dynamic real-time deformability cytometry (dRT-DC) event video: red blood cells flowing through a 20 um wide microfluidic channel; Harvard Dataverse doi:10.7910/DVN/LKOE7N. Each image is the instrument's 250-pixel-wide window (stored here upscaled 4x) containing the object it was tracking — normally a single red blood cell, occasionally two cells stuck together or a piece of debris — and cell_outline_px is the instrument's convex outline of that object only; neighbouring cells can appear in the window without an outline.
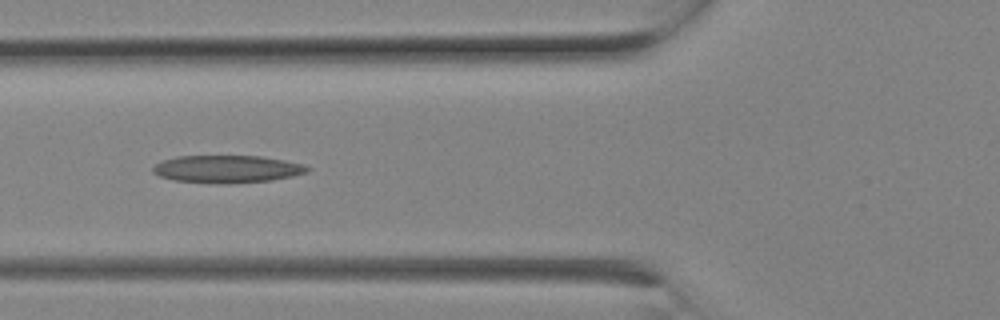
{"species": "Egyptian fruit bat (a non-hibernating species)", "species_latin": "Rousettus aegyptiacus", "temperature_condition": "room temperature", "stored_images_in_passage": 9, "camera_frame_rate_fps": 3000, "um_per_image_px": 0.085, "animal": {"sex": "female"}, "frame": {"image": 1, "passage_image": 8, "time_ms": 2.333, "image_size_px": [1000, 320], "cell_outline_px": [[312, 168], [308, 172], [292, 176], [272, 180], [224, 184], [216, 184], [172, 180], [160, 176], [152, 172], [152, 168], [156, 164], [164, 160], [176, 156], [260, 156], [284, 160], [304, 164]], "centroid_in_image_um": [19.31, 14.37], "position_along_channel_um": 106.5, "area_um2": 24.91}}
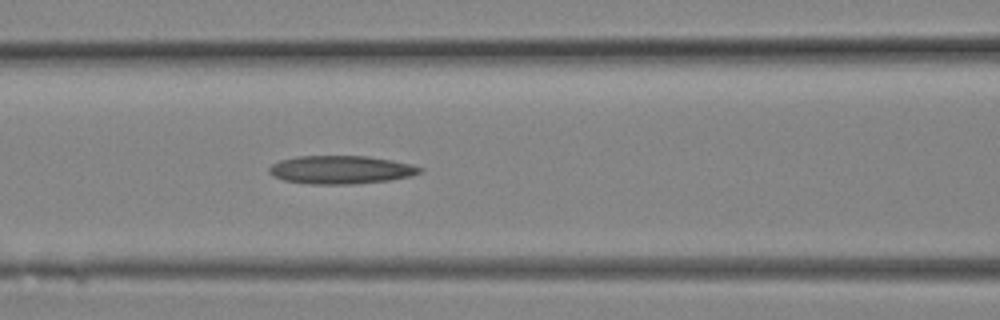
{"frame": {"image": 2, "passage_image": 9, "time_ms": 2.667, "image_size_px": [1000, 320], "cell_outline_px": [[424, 168], [420, 172], [412, 176], [388, 180], [356, 184], [308, 184], [284, 180], [272, 176], [268, 172], [268, 168], [272, 164], [280, 160], [296, 156], [368, 156], [392, 160], [412, 164]], "centroid_in_image_um": [28.96, 14.43], "position_along_channel_um": 137.6, "area_um2": 24.97}}